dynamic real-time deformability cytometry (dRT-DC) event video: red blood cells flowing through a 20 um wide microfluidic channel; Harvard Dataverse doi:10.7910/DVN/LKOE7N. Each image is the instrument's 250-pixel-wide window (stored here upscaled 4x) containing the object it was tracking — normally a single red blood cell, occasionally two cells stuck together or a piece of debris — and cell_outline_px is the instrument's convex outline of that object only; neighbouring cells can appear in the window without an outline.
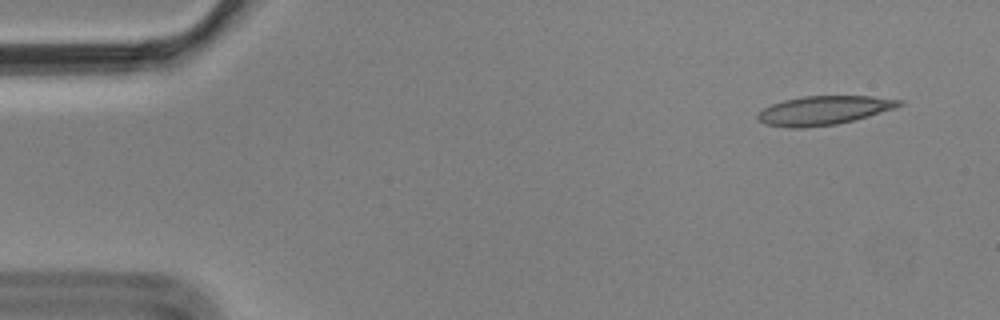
{"species": "Egyptian fruit bat (a non-hibernating species)", "species_latin": "Rousettus aegyptiacus", "temperature_condition": "cold", "stored_images_in_passage": 5, "camera_frame_rate_fps": 3000, "um_per_image_px": 0.085, "animal": {"sex": "male"}, "frame": {"image": 1, "passage_image": 1, "time_ms": 0.0, "image_size_px": [1000, 320], "cell_outline_px": [[904, 104], [896, 108], [868, 116], [836, 124], [804, 128], [788, 128], [764, 124], [756, 116], [764, 108], [772, 104], [784, 100], [804, 96], [872, 96], [904, 100]], "centroid_in_image_um": [70.05, 9.38], "position_along_channel_um": 15.0, "area_um2": 23.81}}
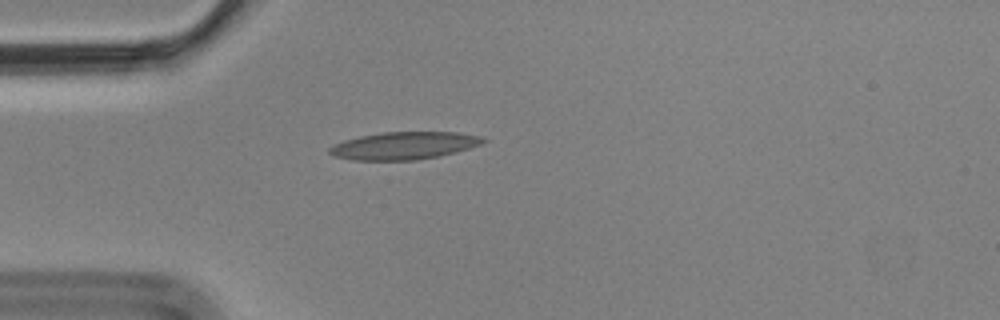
{"frame": {"image": 2, "passage_image": 4, "time_ms": 1.0, "image_size_px": [1000, 320], "cell_outline_px": [[488, 140], [480, 144], [456, 152], [440, 156], [416, 160], [352, 160], [332, 156], [328, 152], [328, 148], [332, 144], [344, 140], [360, 136], [380, 132], [456, 132], [484, 136]], "centroid_in_image_um": [34.32, 12.38], "position_along_channel_um": 50.7, "area_um2": 24.91}}